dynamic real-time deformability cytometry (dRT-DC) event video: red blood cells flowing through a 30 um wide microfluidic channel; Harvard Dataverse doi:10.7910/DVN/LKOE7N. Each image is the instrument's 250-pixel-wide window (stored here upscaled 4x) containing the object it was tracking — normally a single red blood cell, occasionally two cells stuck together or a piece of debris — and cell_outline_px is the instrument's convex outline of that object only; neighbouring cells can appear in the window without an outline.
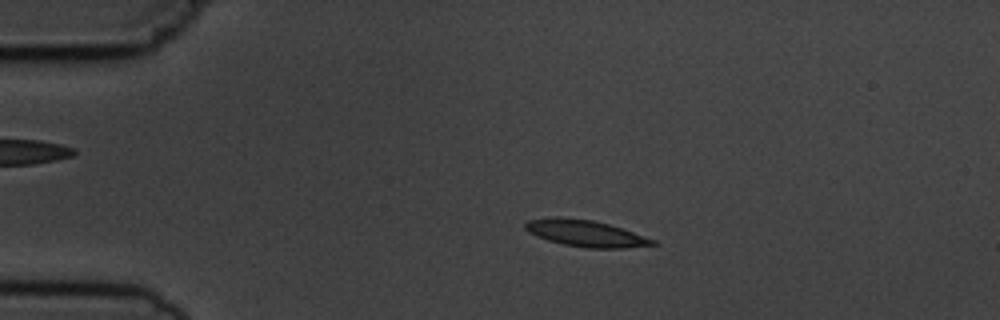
{"species": "common noctule bat (a hibernating species)", "species_latin": "Nyctalus noctula", "temperature_condition": "cold", "stored_images_in_passage": 4, "camera_frame_rate_fps": 3000, "um_per_image_px": 0.085, "animal": {"sex": "male", "body_mass_g": 19.5, "forearm_length_mm": 54.6}, "frame": {"image": 1, "passage_image": 3, "time_ms": 2.333, "image_size_px": [1000, 320], "cell_outline_px": [[660, 244], [624, 248], [588, 248], [564, 244], [548, 240], [536, 236], [528, 232], [524, 228], [524, 224], [528, 220], [592, 220], [608, 224], [656, 240]], "centroid_in_image_um": [49.87, 19.89], "position_along_channel_um": 35.1, "area_um2": 18.67}}